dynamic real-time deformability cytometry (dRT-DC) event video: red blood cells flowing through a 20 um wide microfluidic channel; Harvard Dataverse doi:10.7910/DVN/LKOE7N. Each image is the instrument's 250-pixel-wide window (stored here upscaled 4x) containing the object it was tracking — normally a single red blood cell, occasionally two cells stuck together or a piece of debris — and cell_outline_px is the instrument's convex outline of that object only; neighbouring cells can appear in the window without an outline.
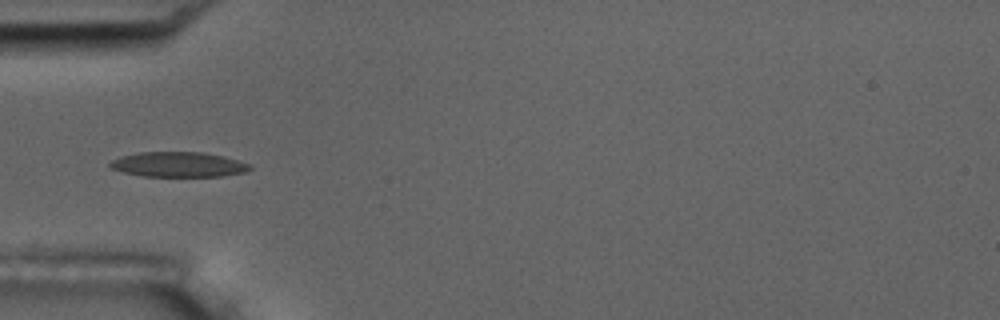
{"species": "common noctule bat (a hibernating species)", "species_latin": "Nyctalus noctula", "temperature_condition": "room temperature", "stored_images_in_passage": 15, "camera_frame_rate_fps": 3000, "um_per_image_px": 0.085, "animal": {"sex": "male", "body_mass_g": 17.5, "forearm_length_mm": 52.3}, "frame": {"image": 1, "passage_image": 5, "time_ms": 5.667, "image_size_px": [1000, 320], "cell_outline_px": [[252, 168], [244, 172], [224, 176], [144, 176], [124, 172], [112, 168], [108, 164], [112, 160], [120, 156], [140, 152], [204, 152], [224, 156], [248, 164]], "centroid_in_image_um": [15.15, 13.97], "position_along_channel_um": 69.8, "area_um2": 20.23}}
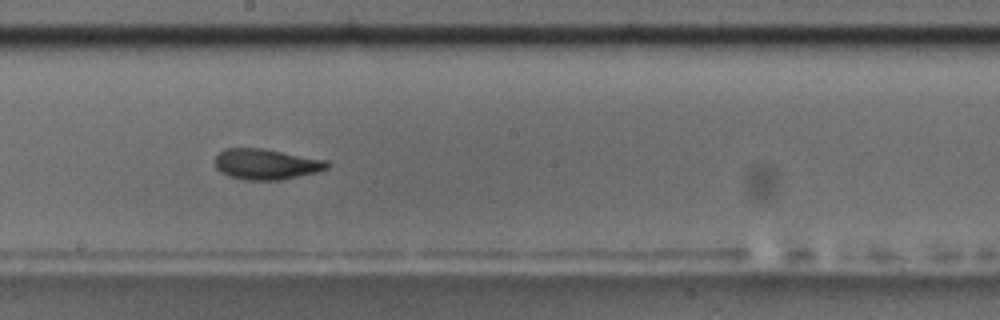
{"frame": {"image": 2, "passage_image": 9, "time_ms": 10.0, "image_size_px": [1000, 320], "cell_outline_px": [[328, 168], [316, 172], [280, 180], [244, 180], [228, 176], [220, 172], [216, 168], [216, 156], [224, 148], [264, 148], [328, 160]], "centroid_in_image_um": [22.62, 13.95], "position_along_channel_um": 225.6, "area_um2": 20.11}, "authors_computed_cell_mechanics": {"area_um2": 19.652, "velocity_mm_per_s": 3.6025, "shape_relaxation_time_tau1_ms": 6.3907, "shape_relaxation_time_tau2_ms": 1.6937, "deformation_change_tau1": 0.1458, "deformation_change_tau2": 0.0742}}